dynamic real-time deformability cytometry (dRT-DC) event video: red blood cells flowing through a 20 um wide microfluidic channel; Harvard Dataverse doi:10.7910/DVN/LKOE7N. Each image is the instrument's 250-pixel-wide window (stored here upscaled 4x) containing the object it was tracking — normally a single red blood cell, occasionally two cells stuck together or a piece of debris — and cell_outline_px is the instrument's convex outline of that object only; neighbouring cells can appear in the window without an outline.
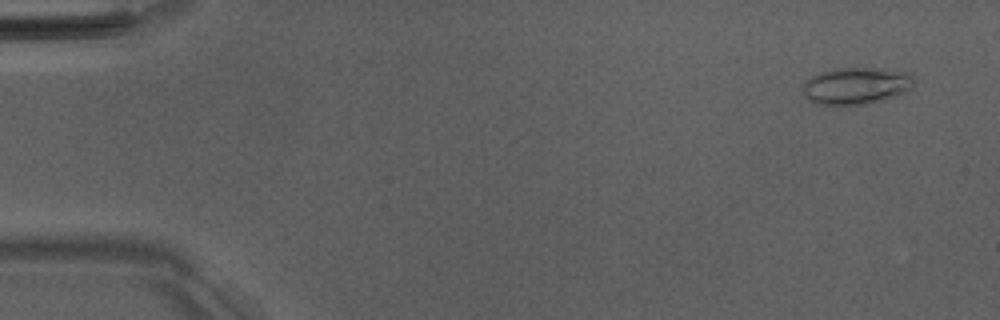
{"species": "Egyptian fruit bat (a non-hibernating species)", "species_latin": "Rousettus aegyptiacus", "temperature_condition": "room temperature", "stored_images_in_passage": 51, "camera_frame_rate_fps": 3000, "um_per_image_px": 0.085, "animal": {"sex": "male"}, "frame": {"image": 1, "passage_image": 3, "time_ms": 0.667, "image_size_px": [1000, 320], "cell_outline_px": [[916, 80], [912, 88], [896, 96], [884, 100], [868, 104], [816, 104], [808, 100], [804, 96], [804, 84], [812, 76], [820, 72], [836, 68], [880, 68], [908, 72]], "centroid_in_image_um": [72.82, 7.29], "position_along_channel_um": 12.2, "area_um2": 23.99}}
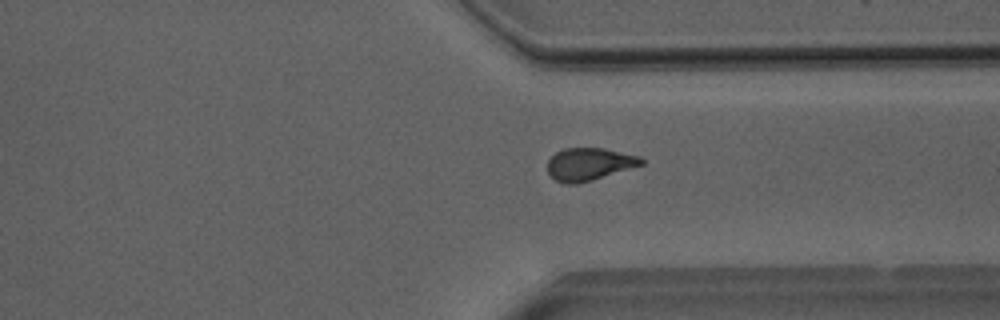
{"frame": {"image": 2, "passage_image": 39, "time_ms": 12.667, "image_size_px": [1000, 320], "cell_outline_px": [[644, 164], [576, 184], [564, 184], [556, 180], [548, 172], [548, 160], [556, 152], [564, 148], [604, 148], [640, 156], [644, 160]], "centroid_in_image_um": [50.07, 13.94], "position_along_channel_um": 361.3, "area_um2": 17.57}}
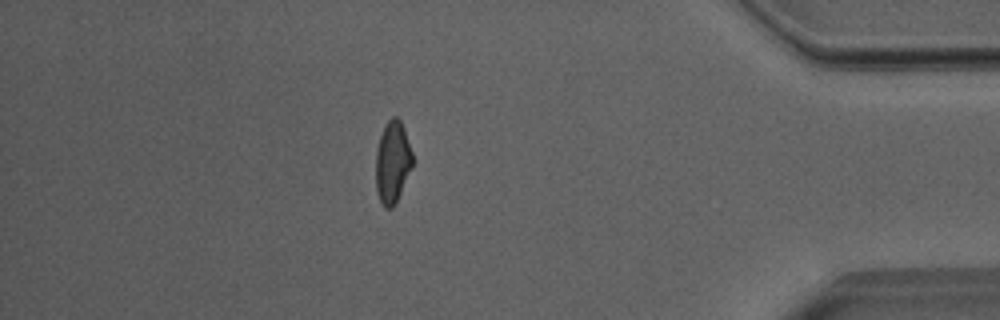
{"frame": {"image": 3, "passage_image": 45, "time_ms": 14.667, "image_size_px": [1000, 320], "cell_outline_px": [[412, 168], [392, 208], [384, 208], [380, 200], [376, 188], [376, 152], [380, 136], [388, 120], [392, 116], [396, 116], [400, 120], [404, 128], [412, 152]], "centroid_in_image_um": [33.36, 13.76], "position_along_channel_um": 401.8, "area_um2": 17.28}, "authors_computed_cell_mechanics": {"area_um2": 18.4382, "velocity_mm_per_s": 4.0156, "shape_relaxation_time_tau1_ms": 5.2695, "shape_relaxation_time_tau2_ms": 2.0337, "deformation_change_tau1": 0.1808, "deformation_change_tau2": 0.0929}}